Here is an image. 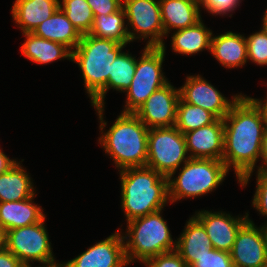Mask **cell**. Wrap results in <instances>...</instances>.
I'll return each instance as SVG.
<instances>
[{
	"label": "cell",
	"mask_w": 267,
	"mask_h": 267,
	"mask_svg": "<svg viewBox=\"0 0 267 267\" xmlns=\"http://www.w3.org/2000/svg\"><path fill=\"white\" fill-rule=\"evenodd\" d=\"M223 121L222 161L228 170L233 167L238 183L244 188L260 161L266 127L260 110L246 94H242L231 106Z\"/></svg>",
	"instance_id": "1"
},
{
	"label": "cell",
	"mask_w": 267,
	"mask_h": 267,
	"mask_svg": "<svg viewBox=\"0 0 267 267\" xmlns=\"http://www.w3.org/2000/svg\"><path fill=\"white\" fill-rule=\"evenodd\" d=\"M100 120V137L98 143L110 156L115 167L120 170L130 167L146 166L148 156L149 128L134 113H124L116 118L109 130H105V106L94 107Z\"/></svg>",
	"instance_id": "2"
},
{
	"label": "cell",
	"mask_w": 267,
	"mask_h": 267,
	"mask_svg": "<svg viewBox=\"0 0 267 267\" xmlns=\"http://www.w3.org/2000/svg\"><path fill=\"white\" fill-rule=\"evenodd\" d=\"M126 46L113 39L85 34L72 51L71 61L80 67L91 106L105 105V85L110 77L111 64Z\"/></svg>",
	"instance_id": "3"
},
{
	"label": "cell",
	"mask_w": 267,
	"mask_h": 267,
	"mask_svg": "<svg viewBox=\"0 0 267 267\" xmlns=\"http://www.w3.org/2000/svg\"><path fill=\"white\" fill-rule=\"evenodd\" d=\"M121 208L126 221L163 209L169 202L168 177L150 167L120 170Z\"/></svg>",
	"instance_id": "4"
},
{
	"label": "cell",
	"mask_w": 267,
	"mask_h": 267,
	"mask_svg": "<svg viewBox=\"0 0 267 267\" xmlns=\"http://www.w3.org/2000/svg\"><path fill=\"white\" fill-rule=\"evenodd\" d=\"M162 210L127 222L126 233L123 232L122 236L128 265L176 249V240H173L167 221L161 215Z\"/></svg>",
	"instance_id": "5"
},
{
	"label": "cell",
	"mask_w": 267,
	"mask_h": 267,
	"mask_svg": "<svg viewBox=\"0 0 267 267\" xmlns=\"http://www.w3.org/2000/svg\"><path fill=\"white\" fill-rule=\"evenodd\" d=\"M228 172L222 160L190 158L176 178L168 177L169 202L172 204L212 192L225 180Z\"/></svg>",
	"instance_id": "6"
},
{
	"label": "cell",
	"mask_w": 267,
	"mask_h": 267,
	"mask_svg": "<svg viewBox=\"0 0 267 267\" xmlns=\"http://www.w3.org/2000/svg\"><path fill=\"white\" fill-rule=\"evenodd\" d=\"M166 47H146L137 59L134 78L126 91L124 113H135L159 88L169 81L164 75L163 61Z\"/></svg>",
	"instance_id": "7"
},
{
	"label": "cell",
	"mask_w": 267,
	"mask_h": 267,
	"mask_svg": "<svg viewBox=\"0 0 267 267\" xmlns=\"http://www.w3.org/2000/svg\"><path fill=\"white\" fill-rule=\"evenodd\" d=\"M147 148L146 166L165 177L175 175L190 159L185 136L175 126L150 128Z\"/></svg>",
	"instance_id": "8"
},
{
	"label": "cell",
	"mask_w": 267,
	"mask_h": 267,
	"mask_svg": "<svg viewBox=\"0 0 267 267\" xmlns=\"http://www.w3.org/2000/svg\"><path fill=\"white\" fill-rule=\"evenodd\" d=\"M45 219L46 217L38 223L6 231V249L24 266L30 267V262L34 264V261L44 266L57 264L45 228Z\"/></svg>",
	"instance_id": "9"
},
{
	"label": "cell",
	"mask_w": 267,
	"mask_h": 267,
	"mask_svg": "<svg viewBox=\"0 0 267 267\" xmlns=\"http://www.w3.org/2000/svg\"><path fill=\"white\" fill-rule=\"evenodd\" d=\"M122 7L130 43L137 39H148L146 47L165 46L159 0H123ZM128 27H132V30Z\"/></svg>",
	"instance_id": "10"
},
{
	"label": "cell",
	"mask_w": 267,
	"mask_h": 267,
	"mask_svg": "<svg viewBox=\"0 0 267 267\" xmlns=\"http://www.w3.org/2000/svg\"><path fill=\"white\" fill-rule=\"evenodd\" d=\"M179 90L180 98L184 102L201 107L213 113L218 119H223L242 95V93L234 95L232 100H229L199 74L187 76Z\"/></svg>",
	"instance_id": "11"
},
{
	"label": "cell",
	"mask_w": 267,
	"mask_h": 267,
	"mask_svg": "<svg viewBox=\"0 0 267 267\" xmlns=\"http://www.w3.org/2000/svg\"><path fill=\"white\" fill-rule=\"evenodd\" d=\"M180 90L170 81L157 89L134 113L150 128L173 127L176 122Z\"/></svg>",
	"instance_id": "12"
},
{
	"label": "cell",
	"mask_w": 267,
	"mask_h": 267,
	"mask_svg": "<svg viewBox=\"0 0 267 267\" xmlns=\"http://www.w3.org/2000/svg\"><path fill=\"white\" fill-rule=\"evenodd\" d=\"M249 212L234 217L223 211L201 210L193 215L205 228L214 249L229 252L240 228L249 220Z\"/></svg>",
	"instance_id": "13"
},
{
	"label": "cell",
	"mask_w": 267,
	"mask_h": 267,
	"mask_svg": "<svg viewBox=\"0 0 267 267\" xmlns=\"http://www.w3.org/2000/svg\"><path fill=\"white\" fill-rule=\"evenodd\" d=\"M122 231L95 243L77 257L63 262L65 267H125L128 266Z\"/></svg>",
	"instance_id": "14"
},
{
	"label": "cell",
	"mask_w": 267,
	"mask_h": 267,
	"mask_svg": "<svg viewBox=\"0 0 267 267\" xmlns=\"http://www.w3.org/2000/svg\"><path fill=\"white\" fill-rule=\"evenodd\" d=\"M234 267H267L262 227L249 220L240 228L230 251Z\"/></svg>",
	"instance_id": "15"
},
{
	"label": "cell",
	"mask_w": 267,
	"mask_h": 267,
	"mask_svg": "<svg viewBox=\"0 0 267 267\" xmlns=\"http://www.w3.org/2000/svg\"><path fill=\"white\" fill-rule=\"evenodd\" d=\"M184 136L190 158L222 160L224 153L223 119H217L214 123L189 131Z\"/></svg>",
	"instance_id": "16"
},
{
	"label": "cell",
	"mask_w": 267,
	"mask_h": 267,
	"mask_svg": "<svg viewBox=\"0 0 267 267\" xmlns=\"http://www.w3.org/2000/svg\"><path fill=\"white\" fill-rule=\"evenodd\" d=\"M164 38L172 30H179L195 25L201 17L198 0H159Z\"/></svg>",
	"instance_id": "17"
},
{
	"label": "cell",
	"mask_w": 267,
	"mask_h": 267,
	"mask_svg": "<svg viewBox=\"0 0 267 267\" xmlns=\"http://www.w3.org/2000/svg\"><path fill=\"white\" fill-rule=\"evenodd\" d=\"M213 36L212 34L210 53L224 68L243 67L249 61L244 35L227 31Z\"/></svg>",
	"instance_id": "18"
},
{
	"label": "cell",
	"mask_w": 267,
	"mask_h": 267,
	"mask_svg": "<svg viewBox=\"0 0 267 267\" xmlns=\"http://www.w3.org/2000/svg\"><path fill=\"white\" fill-rule=\"evenodd\" d=\"M185 229L176 240L175 251L191 267L198 258L213 249L212 243L203 225L194 217H190L185 224Z\"/></svg>",
	"instance_id": "19"
},
{
	"label": "cell",
	"mask_w": 267,
	"mask_h": 267,
	"mask_svg": "<svg viewBox=\"0 0 267 267\" xmlns=\"http://www.w3.org/2000/svg\"><path fill=\"white\" fill-rule=\"evenodd\" d=\"M60 0H15L11 14L23 33L33 32L59 8Z\"/></svg>",
	"instance_id": "20"
},
{
	"label": "cell",
	"mask_w": 267,
	"mask_h": 267,
	"mask_svg": "<svg viewBox=\"0 0 267 267\" xmlns=\"http://www.w3.org/2000/svg\"><path fill=\"white\" fill-rule=\"evenodd\" d=\"M34 197L36 194L25 200L0 202V225L9 231L42 221L44 209L33 201Z\"/></svg>",
	"instance_id": "21"
},
{
	"label": "cell",
	"mask_w": 267,
	"mask_h": 267,
	"mask_svg": "<svg viewBox=\"0 0 267 267\" xmlns=\"http://www.w3.org/2000/svg\"><path fill=\"white\" fill-rule=\"evenodd\" d=\"M35 35L65 45L73 51L82 35L59 7L51 17L43 21L32 32Z\"/></svg>",
	"instance_id": "22"
},
{
	"label": "cell",
	"mask_w": 267,
	"mask_h": 267,
	"mask_svg": "<svg viewBox=\"0 0 267 267\" xmlns=\"http://www.w3.org/2000/svg\"><path fill=\"white\" fill-rule=\"evenodd\" d=\"M22 34L26 36V40L20 46V50L32 62L40 65L64 58L71 61L72 51L65 45L44 39L32 32Z\"/></svg>",
	"instance_id": "23"
},
{
	"label": "cell",
	"mask_w": 267,
	"mask_h": 267,
	"mask_svg": "<svg viewBox=\"0 0 267 267\" xmlns=\"http://www.w3.org/2000/svg\"><path fill=\"white\" fill-rule=\"evenodd\" d=\"M20 162L0 173V202L25 200L36 194L31 176Z\"/></svg>",
	"instance_id": "24"
},
{
	"label": "cell",
	"mask_w": 267,
	"mask_h": 267,
	"mask_svg": "<svg viewBox=\"0 0 267 267\" xmlns=\"http://www.w3.org/2000/svg\"><path fill=\"white\" fill-rule=\"evenodd\" d=\"M212 34V30L201 19L193 26L174 31L171 35V48L182 55H195L205 49L210 52Z\"/></svg>",
	"instance_id": "25"
},
{
	"label": "cell",
	"mask_w": 267,
	"mask_h": 267,
	"mask_svg": "<svg viewBox=\"0 0 267 267\" xmlns=\"http://www.w3.org/2000/svg\"><path fill=\"white\" fill-rule=\"evenodd\" d=\"M125 20L126 17L123 7L109 15H97L94 17L89 34L98 38L113 39L121 44H130Z\"/></svg>",
	"instance_id": "26"
},
{
	"label": "cell",
	"mask_w": 267,
	"mask_h": 267,
	"mask_svg": "<svg viewBox=\"0 0 267 267\" xmlns=\"http://www.w3.org/2000/svg\"><path fill=\"white\" fill-rule=\"evenodd\" d=\"M137 59L129 52H121L111 64L110 77L105 85V96L109 89L126 92L135 75Z\"/></svg>",
	"instance_id": "27"
},
{
	"label": "cell",
	"mask_w": 267,
	"mask_h": 267,
	"mask_svg": "<svg viewBox=\"0 0 267 267\" xmlns=\"http://www.w3.org/2000/svg\"><path fill=\"white\" fill-rule=\"evenodd\" d=\"M218 118L211 112L184 102L181 98L177 105L175 127L185 134L189 131L214 123Z\"/></svg>",
	"instance_id": "28"
},
{
	"label": "cell",
	"mask_w": 267,
	"mask_h": 267,
	"mask_svg": "<svg viewBox=\"0 0 267 267\" xmlns=\"http://www.w3.org/2000/svg\"><path fill=\"white\" fill-rule=\"evenodd\" d=\"M59 7L81 35L89 34L94 15L87 0H60Z\"/></svg>",
	"instance_id": "29"
},
{
	"label": "cell",
	"mask_w": 267,
	"mask_h": 267,
	"mask_svg": "<svg viewBox=\"0 0 267 267\" xmlns=\"http://www.w3.org/2000/svg\"><path fill=\"white\" fill-rule=\"evenodd\" d=\"M245 38L248 59L259 66L267 65V31L261 28Z\"/></svg>",
	"instance_id": "30"
},
{
	"label": "cell",
	"mask_w": 267,
	"mask_h": 267,
	"mask_svg": "<svg viewBox=\"0 0 267 267\" xmlns=\"http://www.w3.org/2000/svg\"><path fill=\"white\" fill-rule=\"evenodd\" d=\"M191 267H234L229 252L207 249V253L198 258Z\"/></svg>",
	"instance_id": "31"
},
{
	"label": "cell",
	"mask_w": 267,
	"mask_h": 267,
	"mask_svg": "<svg viewBox=\"0 0 267 267\" xmlns=\"http://www.w3.org/2000/svg\"><path fill=\"white\" fill-rule=\"evenodd\" d=\"M256 177L257 187L252 199V206L263 217H267V174L257 172ZM265 224H267V221Z\"/></svg>",
	"instance_id": "32"
},
{
	"label": "cell",
	"mask_w": 267,
	"mask_h": 267,
	"mask_svg": "<svg viewBox=\"0 0 267 267\" xmlns=\"http://www.w3.org/2000/svg\"><path fill=\"white\" fill-rule=\"evenodd\" d=\"M200 7L205 8L208 13L213 16L220 15L225 16L232 12L240 6L242 0H198Z\"/></svg>",
	"instance_id": "33"
},
{
	"label": "cell",
	"mask_w": 267,
	"mask_h": 267,
	"mask_svg": "<svg viewBox=\"0 0 267 267\" xmlns=\"http://www.w3.org/2000/svg\"><path fill=\"white\" fill-rule=\"evenodd\" d=\"M140 263H143L146 267H188L175 250L159 254Z\"/></svg>",
	"instance_id": "34"
},
{
	"label": "cell",
	"mask_w": 267,
	"mask_h": 267,
	"mask_svg": "<svg viewBox=\"0 0 267 267\" xmlns=\"http://www.w3.org/2000/svg\"><path fill=\"white\" fill-rule=\"evenodd\" d=\"M94 17L100 14L109 15L120 10L123 0H87Z\"/></svg>",
	"instance_id": "35"
},
{
	"label": "cell",
	"mask_w": 267,
	"mask_h": 267,
	"mask_svg": "<svg viewBox=\"0 0 267 267\" xmlns=\"http://www.w3.org/2000/svg\"><path fill=\"white\" fill-rule=\"evenodd\" d=\"M0 267H24V265L9 250L5 249L0 252Z\"/></svg>",
	"instance_id": "36"
},
{
	"label": "cell",
	"mask_w": 267,
	"mask_h": 267,
	"mask_svg": "<svg viewBox=\"0 0 267 267\" xmlns=\"http://www.w3.org/2000/svg\"><path fill=\"white\" fill-rule=\"evenodd\" d=\"M260 159V161H262V164L260 166H257V172L267 174V129L265 130L262 139Z\"/></svg>",
	"instance_id": "37"
},
{
	"label": "cell",
	"mask_w": 267,
	"mask_h": 267,
	"mask_svg": "<svg viewBox=\"0 0 267 267\" xmlns=\"http://www.w3.org/2000/svg\"><path fill=\"white\" fill-rule=\"evenodd\" d=\"M267 96V95H266ZM255 105L256 107L260 110L263 122L265 124V127L267 129V97L264 100H259L257 98H252L247 96Z\"/></svg>",
	"instance_id": "38"
},
{
	"label": "cell",
	"mask_w": 267,
	"mask_h": 267,
	"mask_svg": "<svg viewBox=\"0 0 267 267\" xmlns=\"http://www.w3.org/2000/svg\"><path fill=\"white\" fill-rule=\"evenodd\" d=\"M16 162V159H10L0 148V173L8 171Z\"/></svg>",
	"instance_id": "39"
},
{
	"label": "cell",
	"mask_w": 267,
	"mask_h": 267,
	"mask_svg": "<svg viewBox=\"0 0 267 267\" xmlns=\"http://www.w3.org/2000/svg\"><path fill=\"white\" fill-rule=\"evenodd\" d=\"M6 249V230L0 225V252Z\"/></svg>",
	"instance_id": "40"
},
{
	"label": "cell",
	"mask_w": 267,
	"mask_h": 267,
	"mask_svg": "<svg viewBox=\"0 0 267 267\" xmlns=\"http://www.w3.org/2000/svg\"><path fill=\"white\" fill-rule=\"evenodd\" d=\"M262 227V231L264 233V246H265V251L267 253V224H264Z\"/></svg>",
	"instance_id": "41"
},
{
	"label": "cell",
	"mask_w": 267,
	"mask_h": 267,
	"mask_svg": "<svg viewBox=\"0 0 267 267\" xmlns=\"http://www.w3.org/2000/svg\"><path fill=\"white\" fill-rule=\"evenodd\" d=\"M262 29L267 31V8L264 12L263 19H262Z\"/></svg>",
	"instance_id": "42"
},
{
	"label": "cell",
	"mask_w": 267,
	"mask_h": 267,
	"mask_svg": "<svg viewBox=\"0 0 267 267\" xmlns=\"http://www.w3.org/2000/svg\"><path fill=\"white\" fill-rule=\"evenodd\" d=\"M38 267H65V265L62 263H57V264H54V265H50V266H38Z\"/></svg>",
	"instance_id": "43"
}]
</instances>
